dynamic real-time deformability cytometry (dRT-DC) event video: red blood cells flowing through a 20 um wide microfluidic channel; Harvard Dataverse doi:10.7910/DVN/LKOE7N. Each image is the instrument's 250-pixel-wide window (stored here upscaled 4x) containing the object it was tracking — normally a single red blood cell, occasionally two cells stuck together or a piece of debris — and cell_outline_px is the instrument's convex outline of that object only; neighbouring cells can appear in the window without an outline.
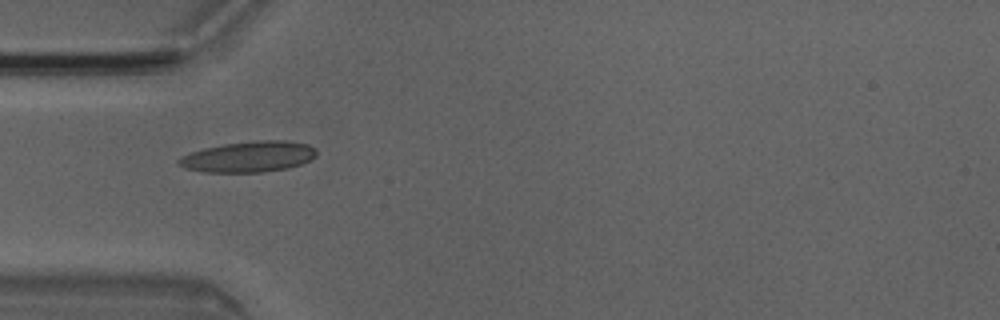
{"species": "Egyptian fruit bat (a non-hibernating species)", "species_latin": "Rousettus aegyptiacus", "temperature_condition": "room temperature", "stored_images_in_passage": 5, "camera_frame_rate_fps": 3000, "um_per_image_px": 0.085, "animal": {"sex": "male"}, "frame": {"image": 1, "passage_image": 4, "time_ms": 1.0, "image_size_px": [1000, 320], "cell_outline_px": [[316, 156], [312, 160], [288, 168], [264, 172], [204, 172], [184, 168], [176, 164], [176, 160], [192, 152], [204, 148], [224, 144], [252, 140], [288, 140], [308, 144], [316, 148]], "centroid_in_image_um": [21.16, 13.32], "position_along_channel_um": 63.8, "area_um2": 24.97}}